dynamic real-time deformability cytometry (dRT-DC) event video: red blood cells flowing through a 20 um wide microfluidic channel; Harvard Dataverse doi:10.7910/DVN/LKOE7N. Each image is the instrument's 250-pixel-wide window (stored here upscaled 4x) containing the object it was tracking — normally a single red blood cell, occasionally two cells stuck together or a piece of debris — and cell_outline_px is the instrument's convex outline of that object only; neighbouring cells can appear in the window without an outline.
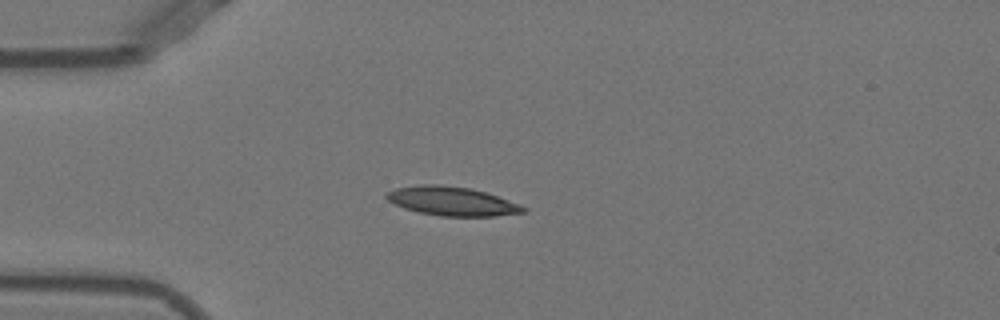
{"species": "Egyptian fruit bat (a non-hibernating species)", "species_latin": "Rousettus aegyptiacus", "temperature_condition": "warm", "stored_images_in_passage": 39, "camera_frame_rate_fps": 3000, "um_per_image_px": 0.085, "animal": {"sex": "female"}, "frame": {"image": 1, "passage_image": 1, "time_ms": 0.0, "image_size_px": [1000, 320], "cell_outline_px": [[528, 212], [496, 216], [440, 216], [420, 212], [404, 208], [388, 200], [384, 196], [388, 192], [396, 188], [424, 184], [440, 184], [468, 188], [484, 192], [520, 204], [528, 208]], "centroid_in_image_um": [38.45, 17.11], "position_along_channel_um": 46.6, "area_um2": 22.89}}
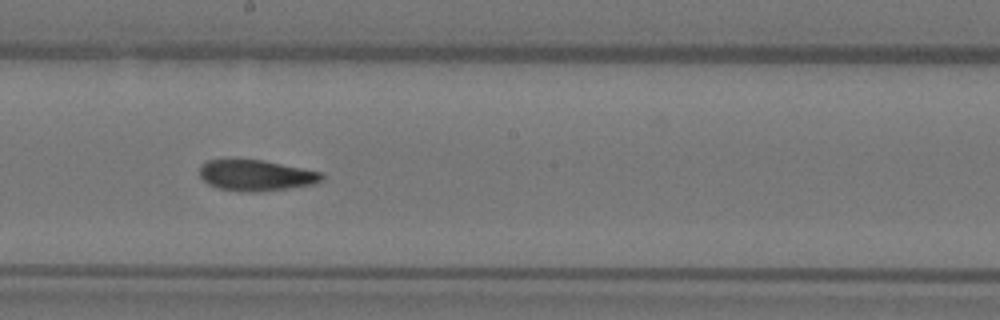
{"frame": {"image": 2, "passage_image": 16, "time_ms": 5.0, "image_size_px": [1000, 320], "cell_outline_px": [[324, 180], [316, 184], [288, 188], [256, 192], [252, 192], [216, 188], [208, 184], [200, 176], [200, 164], [208, 160], [260, 160], [320, 172], [324, 176]], "centroid_in_image_um": [21.75, 14.92], "position_along_channel_um": 226.4, "area_um2": 21.73}}
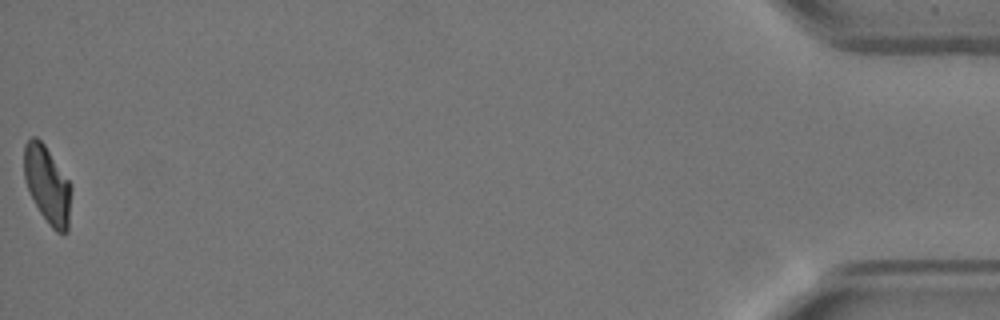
{"frame": {"image": 3, "passage_image": 39, "time_ms": 12.667, "image_size_px": [1000, 320], "cell_outline_px": [[72, 188], [68, 232], [64, 236], [56, 232], [48, 224], [40, 212], [24, 180], [24, 144], [32, 136], [36, 136], [44, 144], [72, 184]], "centroid_in_image_um": [4.06, 15.74], "position_along_channel_um": 431.1, "area_um2": 21.5}, "authors_computed_cell_mechanics": {"area_um2": 22.1952, "velocity_mm_per_s": 3.9347, "shape_relaxation_time_tau1_ms": 8.3939, "shape_relaxation_time_tau2_ms": 3.4401, "deformation_change_tau1": 0.2239, "deformation_change_tau2": 0.1053}}